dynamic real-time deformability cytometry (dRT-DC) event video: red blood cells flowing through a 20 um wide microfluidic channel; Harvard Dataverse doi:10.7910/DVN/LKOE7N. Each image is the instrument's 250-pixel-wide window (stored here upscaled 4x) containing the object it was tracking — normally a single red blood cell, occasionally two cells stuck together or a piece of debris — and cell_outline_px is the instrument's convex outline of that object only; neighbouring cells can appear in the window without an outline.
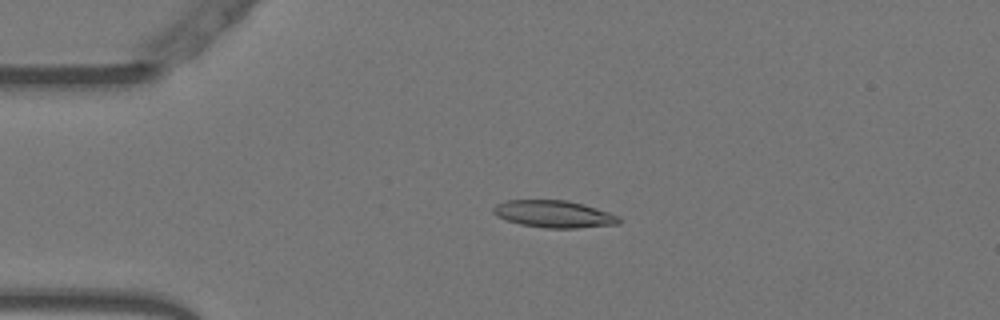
{"species": "Egyptian fruit bat (a non-hibernating species)", "species_latin": "Rousettus aegyptiacus", "temperature_condition": "warm", "stored_images_in_passage": 52, "camera_frame_rate_fps": 3000, "um_per_image_px": 0.085, "animal": {"sex": "female"}, "frame": {"image": 1, "passage_image": 11, "time_ms": 3.333, "image_size_px": [1000, 320], "cell_outline_px": [[620, 224], [576, 228], [544, 228], [520, 224], [496, 216], [492, 212], [492, 208], [496, 204], [508, 200], [568, 200], [584, 204], [620, 216]], "centroid_in_image_um": [47.09, 18.19], "position_along_channel_um": 37.9, "area_um2": 19.94}}
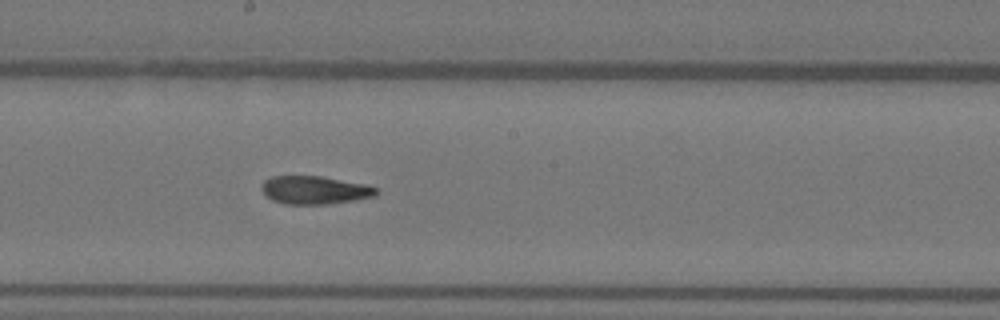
{"frame": {"image": 2, "passage_image": 28, "time_ms": 9.0, "image_size_px": [1000, 320], "cell_outline_px": [[380, 192], [376, 196], [328, 204], [284, 204], [272, 200], [260, 188], [260, 184], [264, 180], [272, 176], [320, 176], [368, 184], [380, 188]], "centroid_in_image_um": [26.79, 16.15], "position_along_channel_um": 221.4, "area_um2": 19.02}}
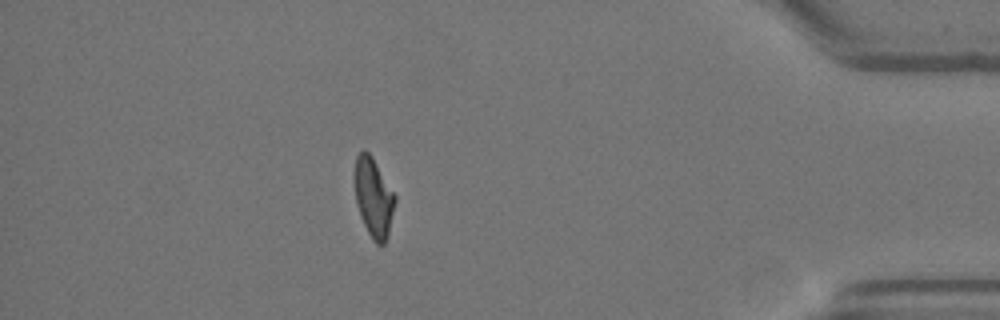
{"frame": {"image": 3, "passage_image": 46, "time_ms": 15.0, "image_size_px": [1000, 320], "cell_outline_px": [[396, 200], [388, 236], [384, 244], [376, 244], [372, 240], [360, 216], [356, 204], [352, 180], [352, 176], [356, 156], [364, 148], [372, 156], [396, 196]], "centroid_in_image_um": [31.71, 16.75], "position_along_channel_um": 403.5, "area_um2": 19.13}, "authors_computed_cell_mechanics": {"area_um2": 19.363, "velocity_mm_per_s": 3.7854, "shape_relaxation_time_tau1_ms": 10.7139, "shape_relaxation_time_tau2_ms": 2.3768, "deformation_change_tau1": 0.2967, "deformation_change_tau2": 0.0988}}